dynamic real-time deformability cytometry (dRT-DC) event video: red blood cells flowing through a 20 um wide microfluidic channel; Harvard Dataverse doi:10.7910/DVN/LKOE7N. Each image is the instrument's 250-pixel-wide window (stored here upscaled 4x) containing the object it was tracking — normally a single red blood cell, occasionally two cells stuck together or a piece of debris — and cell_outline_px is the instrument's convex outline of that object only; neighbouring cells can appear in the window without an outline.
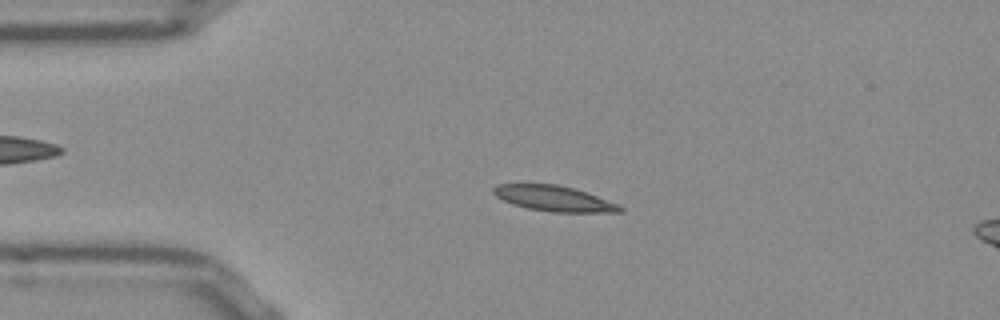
{"species": "Egyptian fruit bat (a non-hibernating species)", "species_latin": "Rousettus aegyptiacus", "temperature_condition": "room temperature", "stored_images_in_passage": 52, "camera_frame_rate_fps": 3000, "um_per_image_px": 0.085, "frame": {"image": 1, "passage_image": 11, "time_ms": 3.333, "image_size_px": [1000, 320], "cell_outline_px": [[624, 212], [552, 212], [528, 208], [512, 204], [496, 196], [492, 192], [492, 188], [496, 184], [556, 184], [572, 188], [620, 204], [624, 208]], "centroid_in_image_um": [47.09, 16.87], "position_along_channel_um": 37.9, "area_um2": 18.67}}
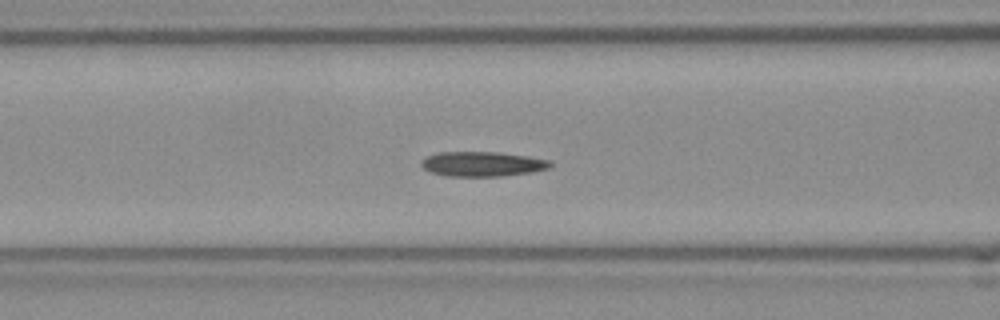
{"frame": {"image": 2, "passage_image": 20, "time_ms": 6.333, "image_size_px": [1000, 320], "cell_outline_px": [[552, 168], [532, 172], [500, 176], [444, 176], [428, 172], [420, 164], [428, 156], [436, 152], [496, 152], [528, 156], [552, 160]], "centroid_in_image_um": [41.03, 13.94], "position_along_channel_um": 125.6, "area_um2": 18.79}}
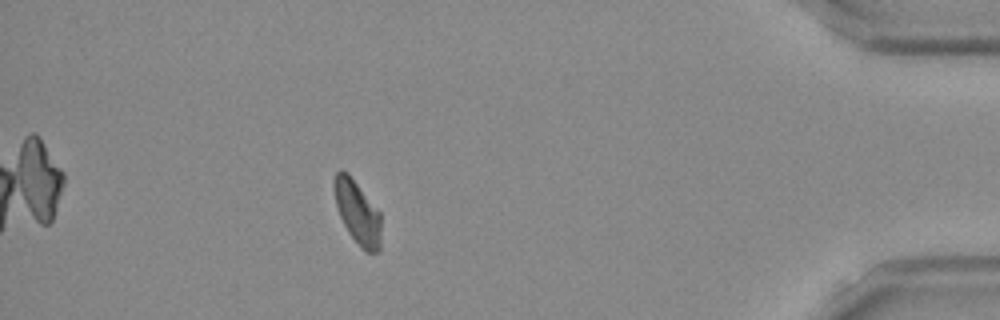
{"frame": {"image": 3, "passage_image": 46, "time_ms": 15.0, "image_size_px": [1000, 320], "cell_outline_px": [[380, 252], [364, 252], [348, 232], [340, 216], [336, 204], [332, 184], [336, 172], [340, 168], [348, 172], [380, 212]], "centroid_in_image_um": [30.37, 18.03], "position_along_channel_um": 404.8, "area_um2": 17.46}}